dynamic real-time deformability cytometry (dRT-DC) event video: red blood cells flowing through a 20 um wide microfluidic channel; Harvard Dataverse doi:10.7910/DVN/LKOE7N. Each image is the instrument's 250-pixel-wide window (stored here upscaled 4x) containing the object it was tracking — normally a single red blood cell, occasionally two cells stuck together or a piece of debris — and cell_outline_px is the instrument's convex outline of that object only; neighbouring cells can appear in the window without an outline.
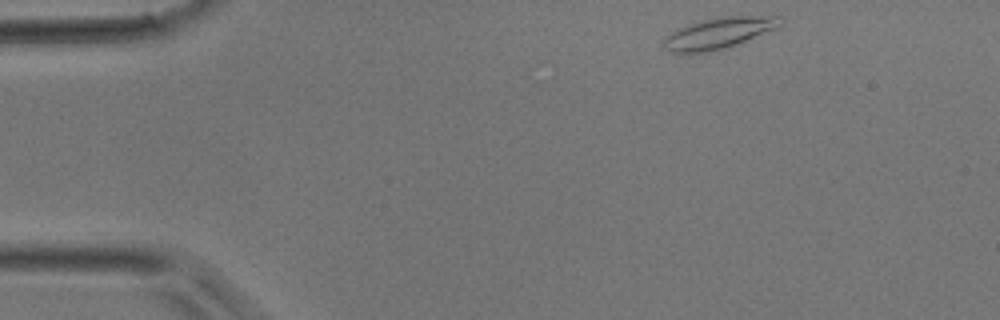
{"species": "common noctule bat (a hibernating species)", "species_latin": "Nyctalus noctula", "temperature_condition": "room temperature", "stored_images_in_passage": 4, "camera_frame_rate_fps": 3000, "um_per_image_px": 0.085, "animal": {"sex": "male", "body_mass_g": 17.9}, "frame": {"image": 1, "passage_image": 1, "time_ms": 0.0, "image_size_px": [1000, 320], "cell_outline_px": [[780, 24], [776, 28], [736, 44], [708, 52], [672, 52], [664, 48], [660, 40], [664, 36], [688, 24], [704, 20], [732, 16], [780, 16]], "centroid_in_image_um": [61.02, 2.82], "position_along_channel_um": 24.0, "area_um2": 20.52}}
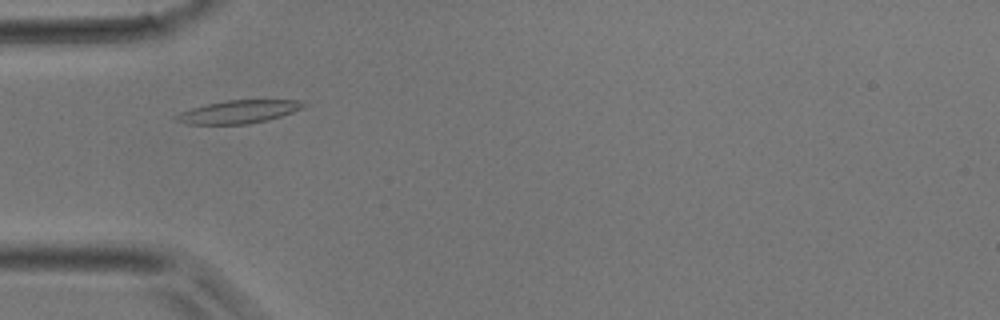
{"frame": {"image": 2, "passage_image": 3, "time_ms": 2.333, "image_size_px": [1000, 320], "cell_outline_px": [[308, 104], [304, 108], [268, 120], [248, 124], [188, 124], [176, 120], [176, 116], [180, 112], [192, 108], [208, 104], [228, 100], [296, 100]], "centroid_in_image_um": [20.32, 9.5], "position_along_channel_um": 64.7, "area_um2": 16.88}}
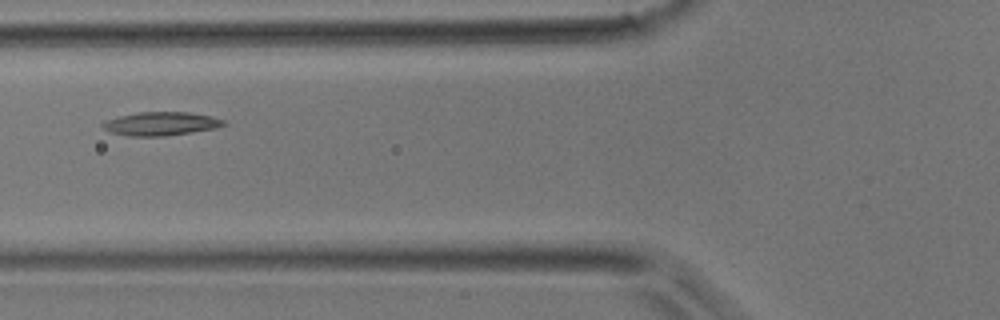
{"frame": {"image": 3, "passage_image": 4, "time_ms": 3.333, "image_size_px": [1000, 320], "cell_outline_px": [[228, 124], [216, 128], [192, 132], [164, 136], [128, 136], [112, 132], [104, 128], [100, 124], [108, 120], [120, 116], [140, 112], [188, 112], [212, 116], [224, 120]], "centroid_in_image_um": [13.73, 10.51], "position_along_channel_um": 112.1, "area_um2": 16.47}}